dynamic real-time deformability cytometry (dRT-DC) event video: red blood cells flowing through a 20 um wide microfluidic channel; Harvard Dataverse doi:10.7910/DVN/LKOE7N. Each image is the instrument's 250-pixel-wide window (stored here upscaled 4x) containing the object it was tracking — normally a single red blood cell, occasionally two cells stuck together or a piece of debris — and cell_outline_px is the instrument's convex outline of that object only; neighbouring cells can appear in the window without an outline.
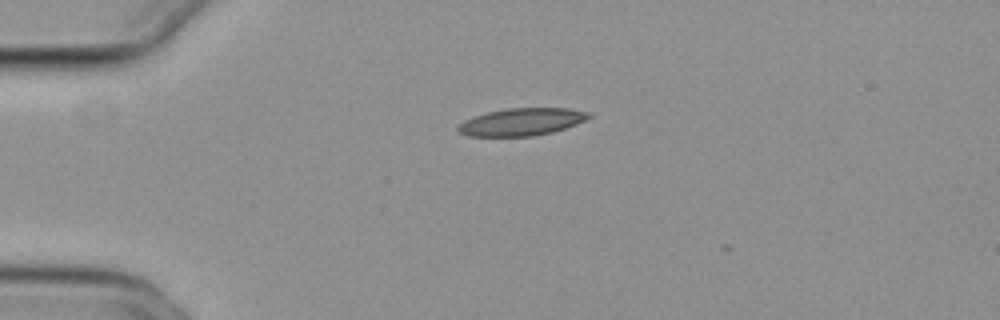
{"species": "common noctule bat (a hibernating species)", "species_latin": "Nyctalus noctula", "temperature_condition": "cold", "stored_images_in_passage": 40, "camera_frame_rate_fps": 3000, "um_per_image_px": 0.085, "animal": {"sex": "female", "body_mass_g": 29.2, "forearm_length_mm": 56.3}, "frame": {"image": 1, "passage_image": 1, "time_ms": 0.0, "image_size_px": [1000, 320], "cell_outline_px": [[592, 116], [576, 124], [552, 132], [536, 136], [468, 136], [460, 132], [456, 128], [464, 120], [488, 112], [508, 108], [568, 108], [592, 112]], "centroid_in_image_um": [44.37, 10.36], "position_along_channel_um": 40.6, "area_um2": 20.81}}
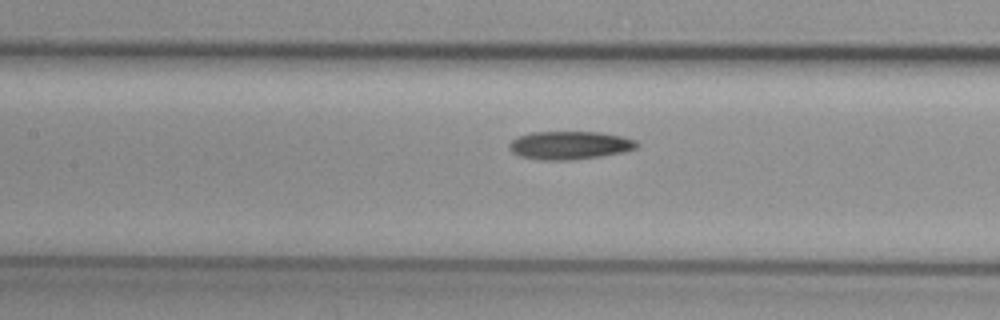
{"frame": {"image": 2, "passage_image": 13, "time_ms": 4.0, "image_size_px": [1000, 320], "cell_outline_px": [[640, 144], [636, 148], [624, 152], [600, 156], [572, 160], [540, 160], [520, 156], [512, 152], [508, 148], [508, 144], [512, 140], [520, 136], [532, 132], [600, 132], [624, 136], [636, 140]], "centroid_in_image_um": [48.45, 12.35], "position_along_channel_um": 159.0, "area_um2": 21.1}}
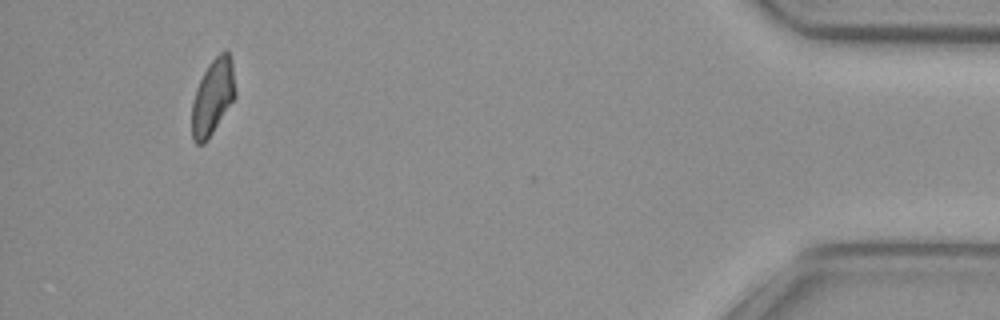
{"frame": {"image": 3, "passage_image": 39, "time_ms": 12.667, "image_size_px": [1000, 320], "cell_outline_px": [[236, 96], [208, 140], [204, 144], [196, 144], [192, 140], [192, 100], [196, 88], [208, 64], [224, 48], [228, 48], [232, 60], [236, 92]], "centroid_in_image_um": [18.09, 8.22], "position_along_channel_um": 417.1, "area_um2": 19.48}}